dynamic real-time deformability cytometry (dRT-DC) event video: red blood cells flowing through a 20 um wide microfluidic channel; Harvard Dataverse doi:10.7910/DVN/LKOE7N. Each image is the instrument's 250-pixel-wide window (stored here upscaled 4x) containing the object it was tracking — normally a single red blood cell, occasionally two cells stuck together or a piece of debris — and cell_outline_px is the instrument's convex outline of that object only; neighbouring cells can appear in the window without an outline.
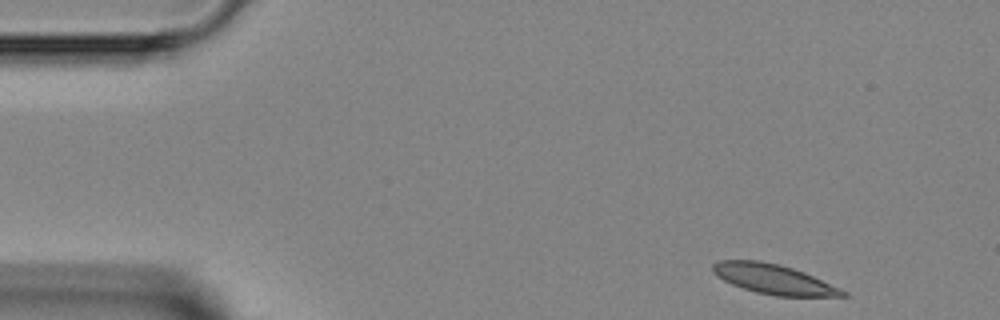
{"species": "Egyptian fruit bat (a non-hibernating species)", "species_latin": "Rousettus aegyptiacus", "temperature_condition": "room temperature", "stored_images_in_passage": 3, "camera_frame_rate_fps": 3000, "um_per_image_px": 0.085, "animal": {"sex": "female"}, "frame": {"image": 1, "passage_image": 1, "time_ms": 0.0, "image_size_px": [1000, 320], "cell_outline_px": [[848, 296], [776, 296], [756, 292], [732, 284], [716, 276], [712, 272], [712, 264], [720, 260], [760, 260], [792, 268], [804, 272], [840, 288], [848, 292]], "centroid_in_image_um": [65.74, 23.72], "position_along_channel_um": 19.3, "area_um2": 22.37}}
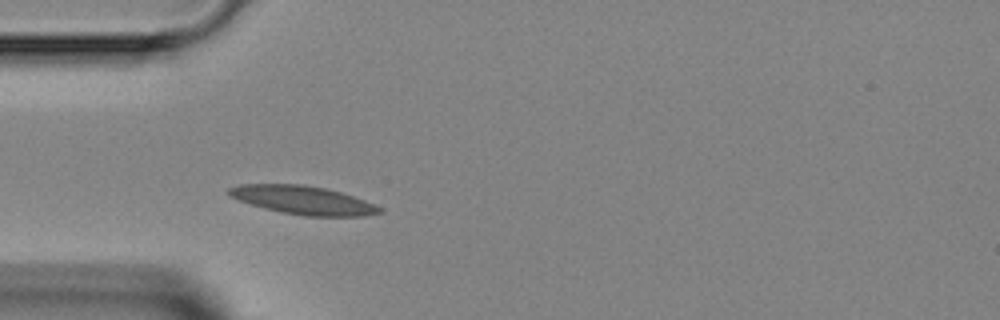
{"frame": {"image": 2, "passage_image": 3, "time_ms": 3.0, "image_size_px": [1000, 320], "cell_outline_px": [[384, 212], [364, 216], [304, 216], [280, 212], [264, 208], [228, 196], [228, 188], [240, 184], [304, 184], [324, 188], [340, 192], [364, 200], [384, 208]], "centroid_in_image_um": [25.78, 17.01], "position_along_channel_um": 59.2, "area_um2": 24.97}}